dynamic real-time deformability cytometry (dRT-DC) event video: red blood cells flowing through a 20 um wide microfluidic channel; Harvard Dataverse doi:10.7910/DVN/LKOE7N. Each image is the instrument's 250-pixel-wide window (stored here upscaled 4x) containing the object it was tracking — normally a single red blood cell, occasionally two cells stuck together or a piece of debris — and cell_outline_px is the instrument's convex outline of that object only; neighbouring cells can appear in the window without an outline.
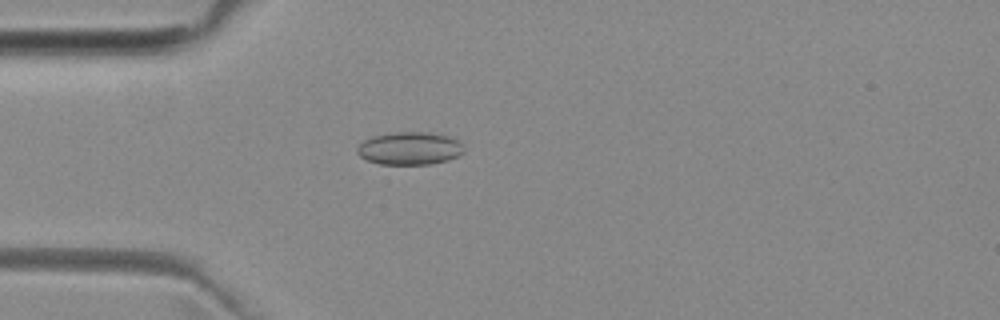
{"species": "common noctule bat (a hibernating species)", "species_latin": "Nyctalus noctula", "temperature_condition": "room temperature", "stored_images_in_passage": 46, "camera_frame_rate_fps": 3000, "um_per_image_px": 0.085, "animal": {"sex": "female", "body_mass_g": 29.2, "forearm_length_mm": 56.3}, "frame": {"image": 1, "passage_image": 9, "time_ms": 2.667, "image_size_px": [1000, 320], "cell_outline_px": [[464, 152], [448, 160], [432, 164], [380, 164], [368, 160], [360, 156], [356, 152], [356, 148], [364, 140], [372, 136], [396, 132], [428, 132], [448, 136], [456, 140], [464, 148]], "centroid_in_image_um": [34.8, 12.61], "position_along_channel_um": 50.2, "area_um2": 20.29}}
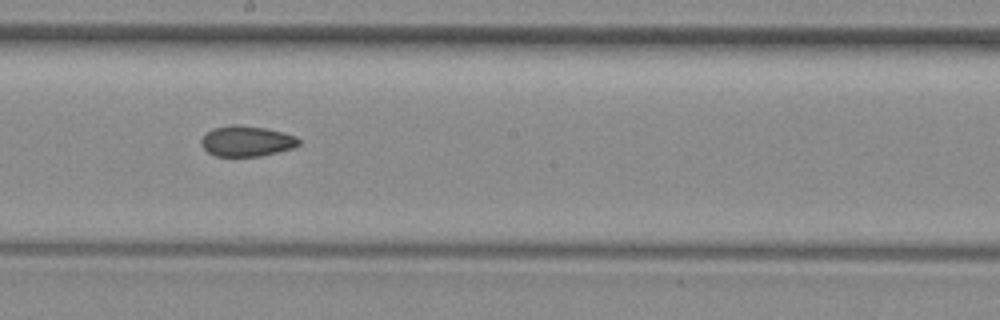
{"frame": {"image": 2, "passage_image": 23, "time_ms": 7.333, "image_size_px": [1000, 320], "cell_outline_px": [[300, 144], [292, 148], [260, 156], [216, 156], [208, 152], [200, 144], [200, 140], [212, 128], [232, 124], [240, 124], [264, 128], [284, 132], [296, 136], [300, 140]], "centroid_in_image_um": [20.96, 11.98], "position_along_channel_um": 227.2, "area_um2": 17.4}}
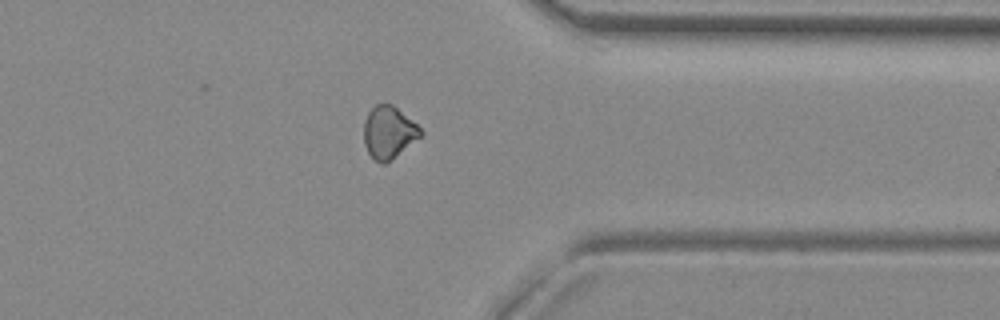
{"frame": {"image": 3, "passage_image": 35, "time_ms": 11.333, "image_size_px": [1000, 320], "cell_outline_px": [[424, 132], [420, 136], [384, 164], [380, 164], [368, 152], [364, 144], [364, 120], [368, 112], [376, 104], [392, 104], [416, 124]], "centroid_in_image_um": [33.0, 11.23], "position_along_channel_um": 378.4, "area_um2": 16.82}, "authors_computed_cell_mechanics": {"area_um2": 17.6868, "velocity_mm_per_s": 4.0007, "shape_relaxation_time_tau1_ms": null, "shape_relaxation_time_tau2_ms": 3.2506, "deformation_change_tau1": null, "deformation_change_tau2": 0.0749}}